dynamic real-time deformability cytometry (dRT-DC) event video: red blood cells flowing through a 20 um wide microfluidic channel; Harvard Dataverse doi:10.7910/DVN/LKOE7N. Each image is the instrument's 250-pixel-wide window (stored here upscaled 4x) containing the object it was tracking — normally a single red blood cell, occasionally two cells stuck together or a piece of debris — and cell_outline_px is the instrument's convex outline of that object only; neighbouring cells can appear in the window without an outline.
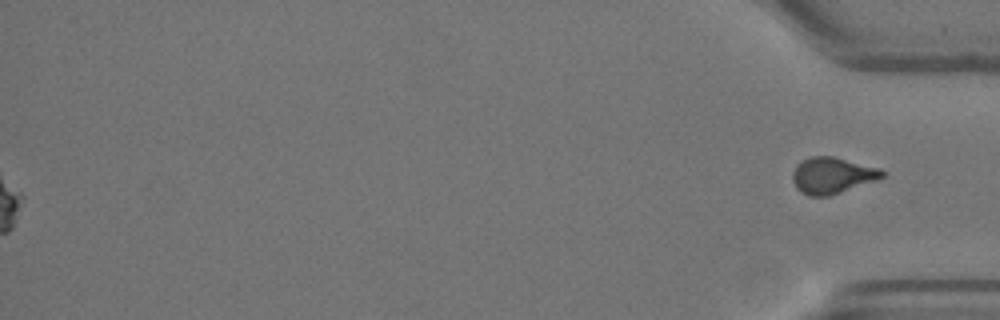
{"species": "Egyptian fruit bat (a non-hibernating species)", "species_latin": "Rousettus aegyptiacus", "temperature_condition": "warm", "stored_images_in_passage": 42, "segment_of_instrument_passage": [2, 2], "camera_frame_rate_fps": 3000, "um_per_image_px": 0.085, "animal": {"sex": "female"}, "frame": {"image": 1, "passage_image": 42, "time_ms": 13.667, "image_size_px": [1000, 320], "cell_outline_px": [[884, 176], [880, 180], [828, 196], [808, 196], [800, 192], [796, 188], [792, 180], [792, 172], [796, 164], [800, 160], [812, 156], [832, 156], [880, 168], [884, 172]], "centroid_in_image_um": [70.72, 14.92], "position_along_channel_um": 364.5, "area_um2": 19.25}}